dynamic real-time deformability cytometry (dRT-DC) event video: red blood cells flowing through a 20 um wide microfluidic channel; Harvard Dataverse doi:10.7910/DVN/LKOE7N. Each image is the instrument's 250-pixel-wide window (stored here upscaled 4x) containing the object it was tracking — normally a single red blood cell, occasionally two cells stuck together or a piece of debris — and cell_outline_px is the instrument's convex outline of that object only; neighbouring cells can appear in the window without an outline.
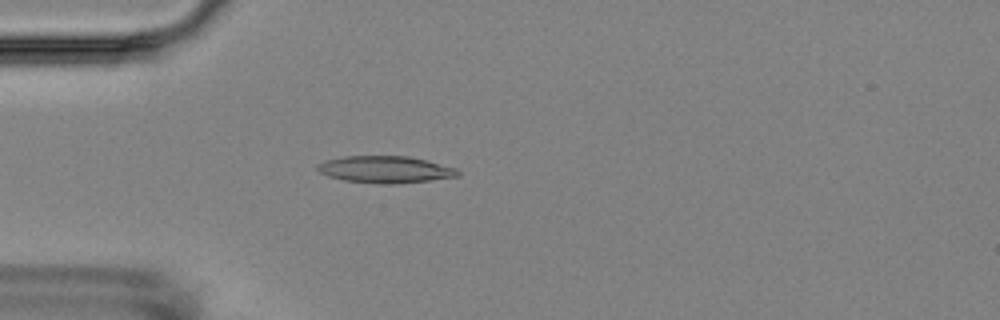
{"species": "Egyptian fruit bat (a non-hibernating species)", "species_latin": "Rousettus aegyptiacus", "temperature_condition": "room temperature", "stored_images_in_passage": 3, "camera_frame_rate_fps": 3000, "um_per_image_px": 0.085, "animal": {"sex": "female"}, "frame": {"image": 1, "passage_image": 3, "time_ms": 2.333, "image_size_px": [1000, 320], "cell_outline_px": [[460, 176], [396, 184], [392, 184], [344, 180], [328, 176], [320, 172], [316, 168], [316, 164], [324, 160], [344, 156], [408, 156], [428, 160], [456, 168], [460, 172]], "centroid_in_image_um": [32.74, 14.39], "position_along_channel_um": 52.3, "area_um2": 21.96}}